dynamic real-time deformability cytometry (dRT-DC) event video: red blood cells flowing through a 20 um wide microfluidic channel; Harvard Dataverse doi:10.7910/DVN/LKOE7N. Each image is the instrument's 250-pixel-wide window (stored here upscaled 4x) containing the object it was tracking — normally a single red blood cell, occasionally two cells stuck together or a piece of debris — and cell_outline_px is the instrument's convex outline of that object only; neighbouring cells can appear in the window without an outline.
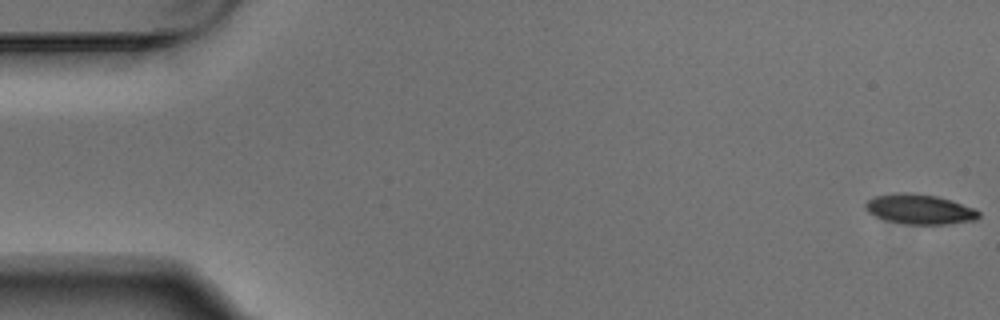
{"species": "Egyptian fruit bat (a non-hibernating species)", "species_latin": "Rousettus aegyptiacus", "temperature_condition": "warm", "stored_images_in_passage": 6, "camera_frame_rate_fps": 3000, "um_per_image_px": 0.085, "animal": {"sex": "male"}, "frame": {"image": 1, "passage_image": 1, "time_ms": 0.0, "image_size_px": [1000, 320], "cell_outline_px": [[980, 216], [976, 220], [948, 224], [908, 224], [884, 220], [868, 212], [864, 208], [864, 204], [868, 200], [876, 196], [896, 192], [904, 192], [936, 196], [952, 200], [976, 208], [980, 212]], "centroid_in_image_um": [78.19, 17.78], "position_along_channel_um": 6.8, "area_um2": 19.88}}
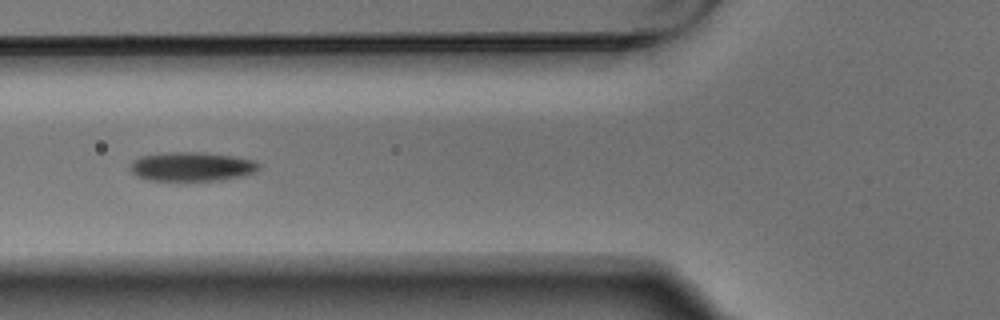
{"frame": {"image": 2, "passage_image": 6, "time_ms": 1.667, "image_size_px": [1000, 320], "cell_outline_px": [[260, 168], [256, 172], [244, 176], [220, 180], [148, 180], [136, 176], [128, 168], [132, 160], [140, 156], [168, 152], [204, 152], [236, 156], [256, 160], [260, 164]], "centroid_in_image_um": [16.33, 14.15], "position_along_channel_um": 109.5, "area_um2": 22.2}}